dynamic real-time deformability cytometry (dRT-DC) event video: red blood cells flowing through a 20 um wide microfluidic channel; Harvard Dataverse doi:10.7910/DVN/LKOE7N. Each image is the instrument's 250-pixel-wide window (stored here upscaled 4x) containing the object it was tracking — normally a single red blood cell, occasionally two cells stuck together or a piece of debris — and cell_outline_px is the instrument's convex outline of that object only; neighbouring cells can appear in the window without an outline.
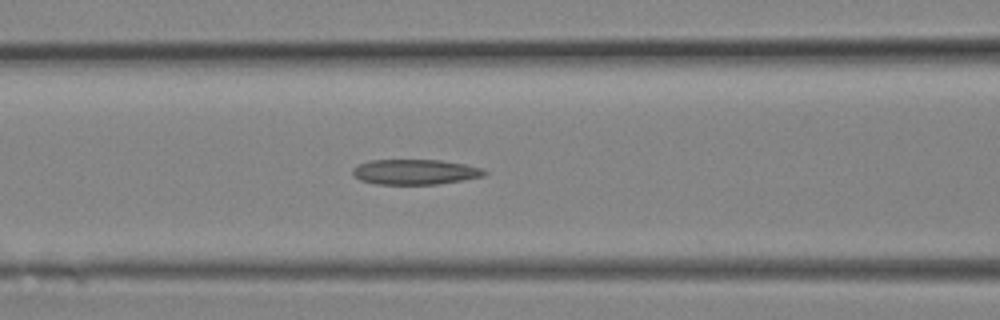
{"species": "Egyptian fruit bat (a non-hibernating species)", "species_latin": "Rousettus aegyptiacus", "temperature_condition": "room temperature", "stored_images_in_passage": 9, "camera_frame_rate_fps": 3000, "um_per_image_px": 0.085, "animal": {"sex": "female"}, "frame": {"image": 1, "passage_image": 9, "time_ms": 2.667, "image_size_px": [1000, 320], "cell_outline_px": [[488, 172], [484, 176], [464, 180], [440, 184], [376, 184], [360, 180], [352, 172], [352, 168], [356, 164], [368, 160], [440, 160], [464, 164], [484, 168]], "centroid_in_image_um": [35.29, 14.61], "position_along_channel_um": 131.3, "area_um2": 19.54}}